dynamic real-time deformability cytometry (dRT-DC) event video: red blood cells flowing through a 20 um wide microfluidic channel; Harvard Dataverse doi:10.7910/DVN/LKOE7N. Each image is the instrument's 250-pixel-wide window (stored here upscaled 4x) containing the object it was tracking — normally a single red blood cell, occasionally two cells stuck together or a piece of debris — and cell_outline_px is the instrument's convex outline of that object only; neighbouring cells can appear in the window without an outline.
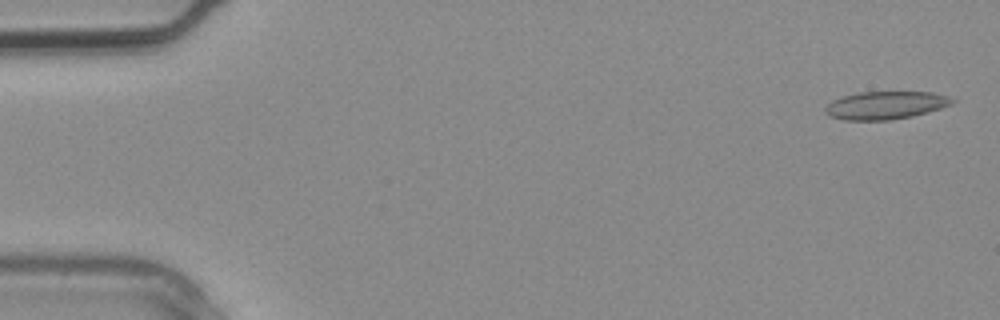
{"species": "common noctule bat (a hibernating species)", "species_latin": "Nyctalus noctula", "temperature_condition": "warm", "stored_images_in_passage": 4, "segment_of_instrument_passage": [1, 2], "camera_frame_rate_fps": 3000, "um_per_image_px": 0.085, "animal": {"sex": "male", "body_mass_g": 20.4}, "frame": {"image": 1, "passage_image": 1, "time_ms": 0.0, "image_size_px": [1000, 320], "cell_outline_px": [[956, 100], [952, 104], [940, 108], [912, 116], [888, 120], [844, 120], [828, 116], [824, 112], [824, 108], [832, 100], [844, 96], [860, 92], [932, 92], [948, 96]], "centroid_in_image_um": [75.25, 8.95], "position_along_channel_um": 9.8, "area_um2": 20.58}}
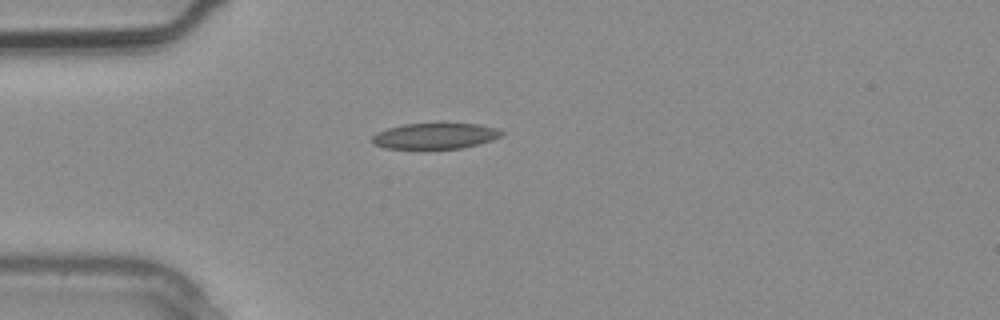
{"frame": {"image": 2, "passage_image": 3, "time_ms": 0.667, "image_size_px": [1000, 320], "cell_outline_px": [[504, 132], [500, 136], [492, 140], [460, 148], [420, 152], [384, 148], [372, 144], [372, 136], [376, 132], [388, 128], [404, 124], [480, 124], [496, 128]], "centroid_in_image_um": [36.88, 11.61], "position_along_channel_um": 48.1, "area_um2": 20.29}}